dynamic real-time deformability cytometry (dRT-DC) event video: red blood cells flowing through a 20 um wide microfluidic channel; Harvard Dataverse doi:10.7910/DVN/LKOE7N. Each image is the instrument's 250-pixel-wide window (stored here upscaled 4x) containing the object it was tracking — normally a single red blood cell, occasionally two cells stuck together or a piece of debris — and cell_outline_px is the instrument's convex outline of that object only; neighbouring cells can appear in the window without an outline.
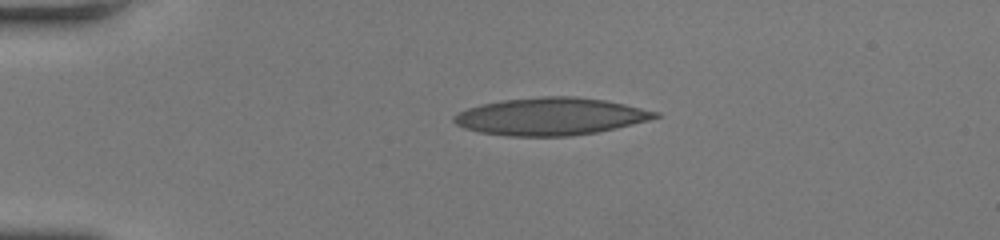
{"species": "human", "species_latin": "Homo sapiens", "temperature_condition": "room temperature", "stored_images_in_passage": 35, "camera_frame_rate_fps": 3000, "um_per_image_px": 0.085, "donor": {"sex": "female"}, "frame": {"image": 1, "passage_image": 1, "time_ms": 0.0, "image_size_px": [1000, 240], "cell_outline_px": [[660, 116], [648, 120], [616, 128], [596, 132], [572, 136], [508, 136], [480, 132], [464, 128], [456, 124], [452, 120], [452, 116], [468, 108], [484, 104], [504, 100], [544, 96], [572, 96], [604, 100], [624, 104], [660, 112]], "centroid_in_image_um": [46.8, 9.9], "position_along_channel_um": 38.2, "area_um2": 43.58}}
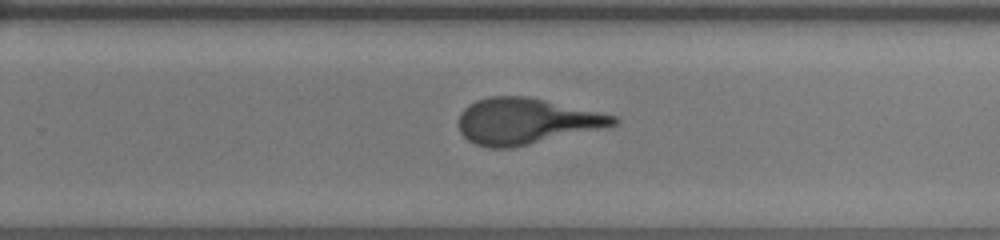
{"frame": {"image": 2, "passage_image": 20, "time_ms": 6.333, "image_size_px": [1000, 240], "cell_outline_px": [[620, 120], [616, 124], [600, 128], [512, 148], [488, 148], [476, 144], [468, 140], [460, 132], [460, 112], [468, 104], [476, 100], [488, 96], [528, 96], [616, 116]], "centroid_in_image_um": [44.66, 10.29], "position_along_channel_um": 285.1, "area_um2": 41.04}}
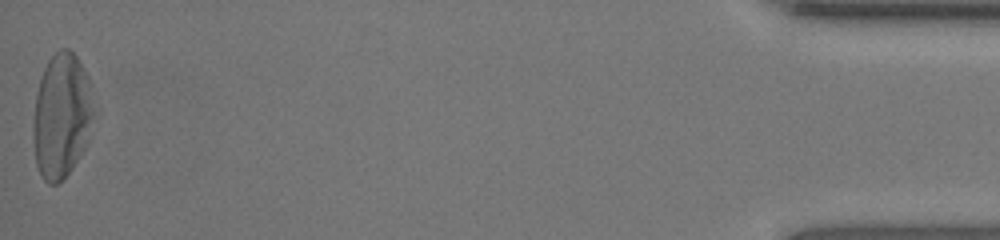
{"frame": {"image": 3, "passage_image": 35, "time_ms": 11.333, "image_size_px": [1000, 240], "cell_outline_px": [[92, 116], [88, 140], [84, 148], [72, 168], [64, 180], [56, 184], [48, 184], [40, 176], [36, 164], [32, 136], [32, 128], [36, 96], [40, 80], [44, 68], [48, 60], [60, 48], [68, 48], [76, 56], [84, 68], [88, 76], [92, 108]], "centroid_in_image_um": [5.2, 9.88], "position_along_channel_um": 430.0, "area_um2": 43.87}}